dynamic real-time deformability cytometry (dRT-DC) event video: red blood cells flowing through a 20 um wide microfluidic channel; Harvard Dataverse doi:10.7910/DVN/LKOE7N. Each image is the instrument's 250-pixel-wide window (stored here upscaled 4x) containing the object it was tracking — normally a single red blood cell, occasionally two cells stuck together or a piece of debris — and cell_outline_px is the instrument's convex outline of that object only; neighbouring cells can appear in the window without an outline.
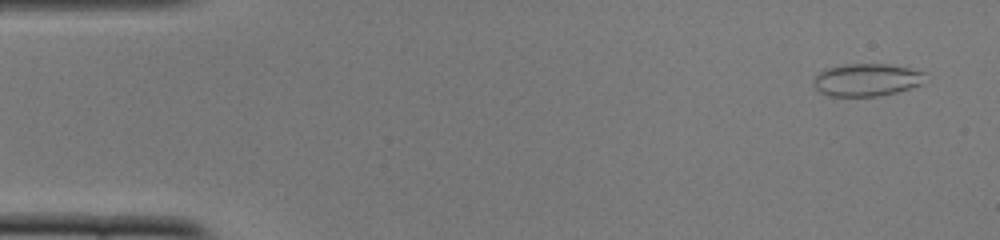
{"species": "common noctule bat (a hibernating species)", "species_latin": "Nyctalus noctula", "temperature_condition": "cold", "stored_images_in_passage": 51, "camera_frame_rate_fps": 3000, "um_per_image_px": 0.085, "animal": {"sex": "female", "body_mass_g": 22.0, "forearm_length_mm": 56.7}, "frame": {"image": 1, "passage_image": 3, "time_ms": 0.667, "image_size_px": [1000, 240], "cell_outline_px": [[924, 72], [920, 84], [896, 92], [876, 96], [832, 96], [820, 92], [816, 88], [816, 76], [824, 68], [844, 64], [888, 64], [908, 68]], "centroid_in_image_um": [73.63, 6.78], "position_along_channel_um": 11.4, "area_um2": 20.69}}
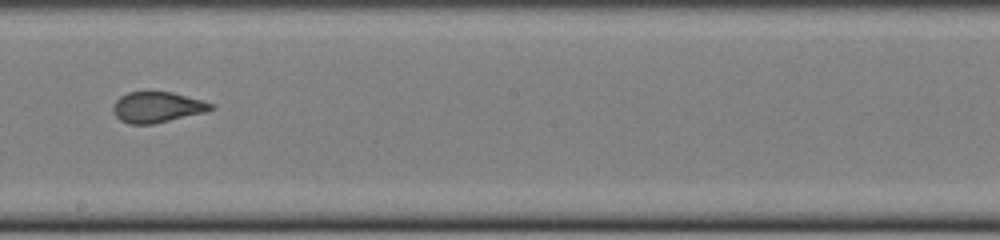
{"frame": {"image": 2, "passage_image": 29, "time_ms": 9.333, "image_size_px": [1000, 240], "cell_outline_px": [[216, 108], [204, 112], [152, 124], [128, 124], [120, 120], [116, 116], [112, 108], [116, 100], [120, 96], [128, 92], [172, 92], [204, 100], [216, 104]], "centroid_in_image_um": [13.39, 9.1], "position_along_channel_um": 234.8, "area_um2": 17.51}}
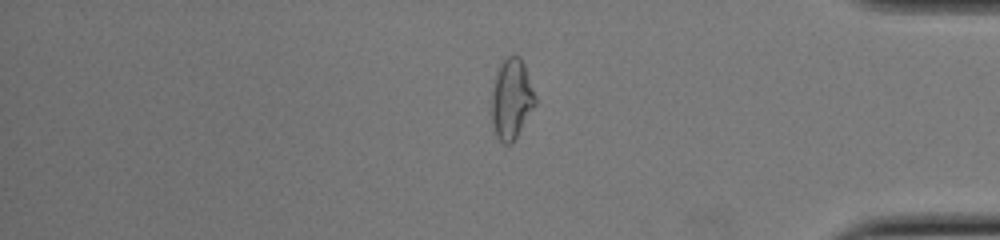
{"frame": {"image": 3, "passage_image": 43, "time_ms": 14.0, "image_size_px": [1000, 240], "cell_outline_px": [[536, 104], [512, 144], [504, 144], [496, 136], [492, 124], [492, 92], [496, 76], [500, 64], [508, 56], [520, 56], [524, 64], [536, 96]], "centroid_in_image_um": [43.49, 8.44], "position_along_channel_um": 391.7, "area_um2": 20.23}, "authors_computed_cell_mechanics": {"area_um2": 19.2474, "velocity_mm_per_s": 3.8919, "shape_relaxation_time_tau1_ms": null, "shape_relaxation_time_tau2_ms": 0.8441, "deformation_change_tau1": null, "deformation_change_tau2": 0.0522}}